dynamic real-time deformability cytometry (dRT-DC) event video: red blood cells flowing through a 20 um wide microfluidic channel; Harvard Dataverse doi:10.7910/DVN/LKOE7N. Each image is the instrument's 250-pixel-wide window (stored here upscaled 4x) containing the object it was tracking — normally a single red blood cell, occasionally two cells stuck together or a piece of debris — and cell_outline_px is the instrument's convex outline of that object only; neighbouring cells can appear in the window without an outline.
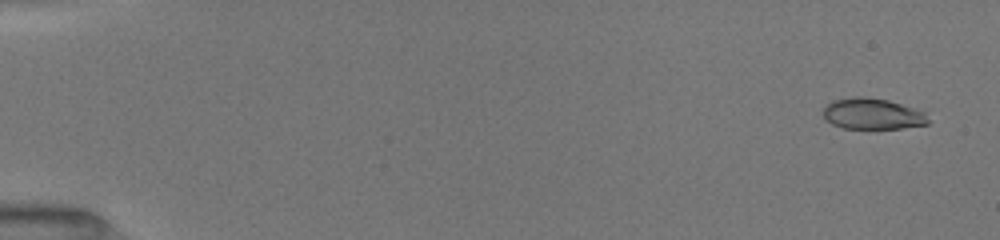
{"species": "common noctule bat (a hibernating species)", "species_latin": "Nyctalus noctula", "temperature_condition": "room temperature", "stored_images_in_passage": 28, "camera_frame_rate_fps": 3000, "um_per_image_px": 0.085, "animal": {"sex": "female", "body_mass_g": 19.5, "forearm_length_mm": 54.1}, "frame": {"image": 1, "passage_image": 1, "time_ms": 0.0, "image_size_px": [1000, 240], "cell_outline_px": [[928, 124], [900, 128], [844, 128], [832, 124], [824, 120], [824, 108], [832, 100], [856, 96], [864, 96], [888, 100], [916, 108], [924, 112], [928, 120]], "centroid_in_image_um": [74.14, 9.66], "position_along_channel_um": 10.9, "area_um2": 18.96}}
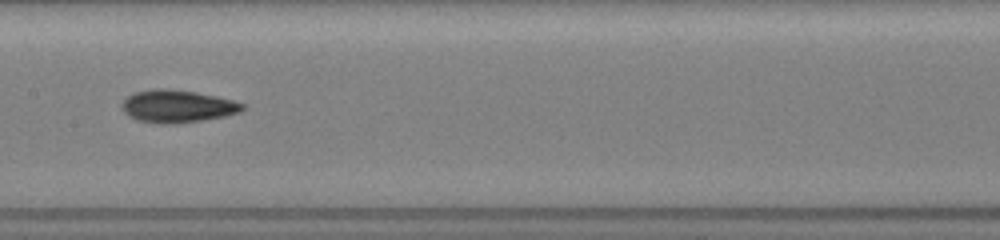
{"frame": {"image": 2, "passage_image": 12, "time_ms": 8.333, "image_size_px": [1000, 240], "cell_outline_px": [[244, 108], [240, 112], [224, 116], [200, 120], [172, 124], [156, 124], [136, 120], [128, 116], [120, 108], [120, 104], [128, 96], [136, 92], [156, 88], [164, 88], [196, 92], [216, 96], [232, 100], [244, 104]], "centroid_in_image_um": [15.02, 9.04], "position_along_channel_um": 192.4, "area_um2": 22.89}}
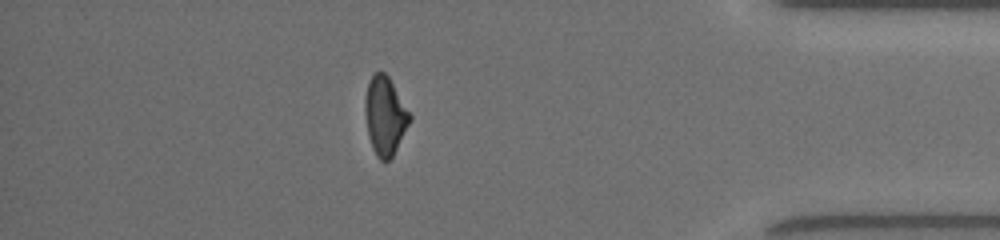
{"frame": {"image": 3, "passage_image": 24, "time_ms": 14.333, "image_size_px": [1000, 240], "cell_outline_px": [[412, 120], [392, 156], [388, 160], [380, 160], [376, 156], [372, 148], [368, 136], [364, 112], [364, 100], [368, 84], [372, 76], [376, 72], [384, 72], [388, 76], [412, 116]], "centroid_in_image_um": [32.72, 9.86], "position_along_channel_um": 402.5, "area_um2": 20.35}, "authors_computed_cell_mechanics": {"area_um2": 21.2993, "velocity_mm_per_s": 4.059, "shape_relaxation_time_tau1_ms": 6.3013, "shape_relaxation_time_tau2_ms": 3.6271, "deformation_change_tau1": 0.193, "deformation_change_tau2": 0.0979}}